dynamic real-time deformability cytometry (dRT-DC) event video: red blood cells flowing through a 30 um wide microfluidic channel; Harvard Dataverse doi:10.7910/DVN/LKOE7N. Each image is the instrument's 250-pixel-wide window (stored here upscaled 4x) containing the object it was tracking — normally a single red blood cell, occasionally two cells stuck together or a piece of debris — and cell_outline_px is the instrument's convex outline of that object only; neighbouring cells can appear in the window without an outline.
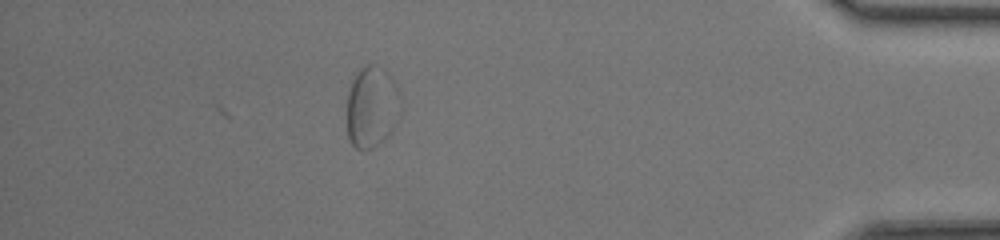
{"species": "common noctule bat (a hibernating species)", "species_latin": "Nyctalus noctula", "temperature_condition": "room temperature", "stored_images_in_passage": 31, "camera_frame_rate_fps": 3000, "um_per_image_px": 0.085, "animal": {"sex": "female", "body_mass_g": 17.0, "forearm_length_mm": 48.0}, "frame": {"image": 1, "passage_image": 31, "time_ms": 10.0, "image_size_px": [1000, 240], "cell_outline_px": [[400, 116], [388, 136], [384, 140], [372, 148], [356, 148], [352, 144], [348, 136], [348, 92], [352, 80], [360, 68], [368, 64], [376, 64], [384, 68], [392, 76], [400, 92]], "centroid_in_image_um": [31.64, 9.05], "position_along_channel_um": 403.6, "area_um2": 25.66}}